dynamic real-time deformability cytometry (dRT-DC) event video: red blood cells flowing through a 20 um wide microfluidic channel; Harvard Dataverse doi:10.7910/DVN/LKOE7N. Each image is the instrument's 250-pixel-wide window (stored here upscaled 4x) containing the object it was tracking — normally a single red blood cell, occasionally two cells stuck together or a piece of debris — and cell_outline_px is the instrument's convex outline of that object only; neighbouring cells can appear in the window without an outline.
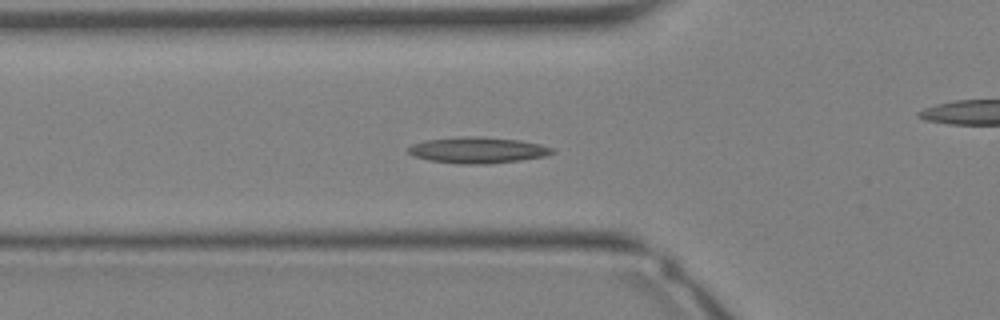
{"species": "Egyptian fruit bat (a non-hibernating species)", "species_latin": "Rousettus aegyptiacus", "temperature_condition": "warm", "stored_images_in_passage": 28, "camera_frame_rate_fps": 3000, "um_per_image_px": 0.085, "animal": {"sex": "female"}, "frame": {"image": 1, "passage_image": 5, "time_ms": 1.333, "image_size_px": [1000, 320], "cell_outline_px": [[556, 152], [544, 156], [520, 160], [488, 164], [460, 164], [428, 160], [412, 156], [408, 152], [408, 148], [412, 144], [424, 140], [464, 136], [484, 136], [520, 140], [540, 144], [552, 148]], "centroid_in_image_um": [40.58, 12.75], "position_along_channel_um": 85.2, "area_um2": 22.08}}
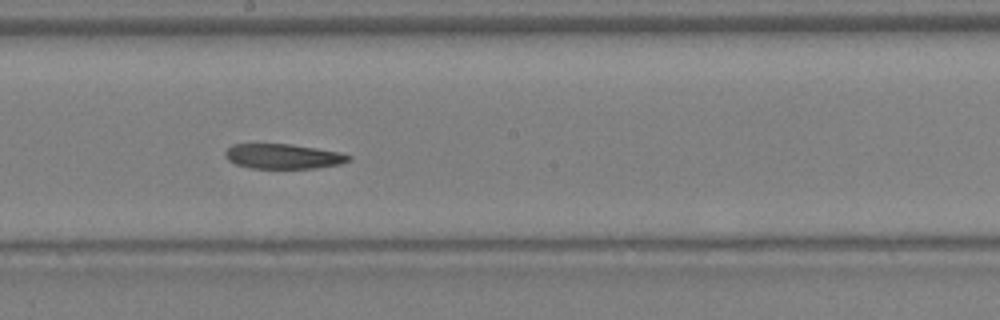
{"frame": {"image": 2, "passage_image": 12, "time_ms": 3.667, "image_size_px": [1000, 320], "cell_outline_px": [[352, 160], [340, 164], [316, 168], [252, 168], [236, 164], [228, 160], [224, 156], [224, 152], [232, 144], [288, 144], [316, 148], [340, 152], [352, 156]], "centroid_in_image_um": [24.08, 13.29], "position_along_channel_um": 224.1, "area_um2": 17.92}}
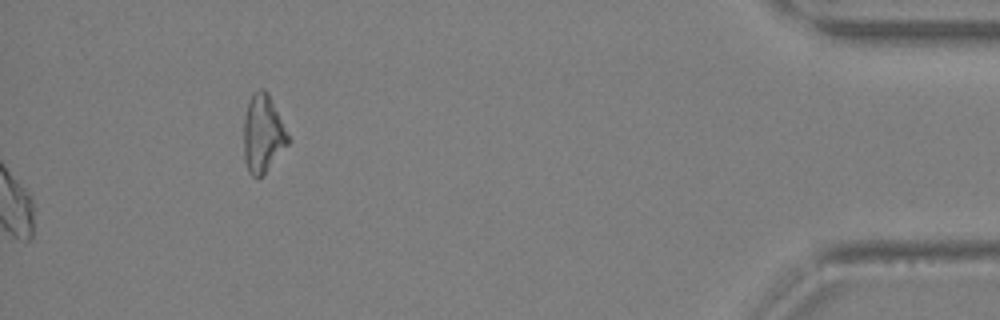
{"frame": {"image": 3, "passage_image": 28, "time_ms": 9.0, "image_size_px": [1000, 320], "cell_outline_px": [[292, 140], [264, 172], [260, 176], [252, 176], [248, 172], [244, 160], [244, 120], [248, 104], [252, 92], [260, 88], [264, 88], [268, 92]], "centroid_in_image_um": [22.36, 11.32], "position_along_channel_um": 412.8, "area_um2": 20.06}}